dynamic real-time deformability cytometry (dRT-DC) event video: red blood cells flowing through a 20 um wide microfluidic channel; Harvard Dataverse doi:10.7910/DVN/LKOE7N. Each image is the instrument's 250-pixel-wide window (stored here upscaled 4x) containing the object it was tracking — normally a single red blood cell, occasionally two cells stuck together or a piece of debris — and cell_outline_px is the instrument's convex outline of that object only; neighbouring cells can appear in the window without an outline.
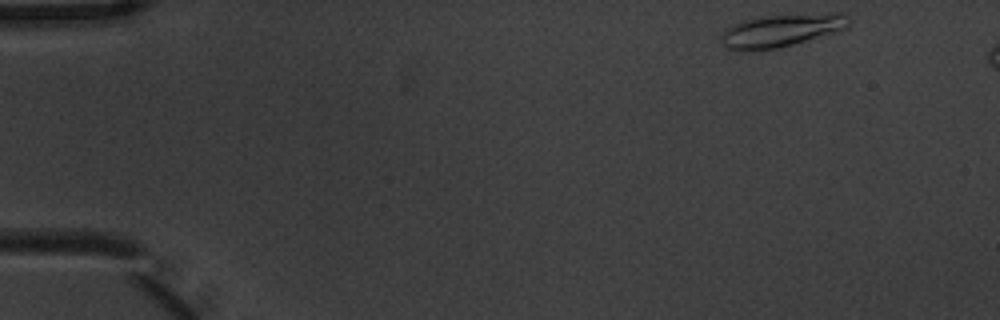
{"species": "common noctule bat (a hibernating species)", "species_latin": "Nyctalus noctula", "temperature_condition": "warm", "stored_images_in_passage": 3, "camera_frame_rate_fps": 3000, "um_per_image_px": 0.085, "animal": {"sex": "male", "body_mass_g": 20.1, "forearm_length_mm": 53.5}, "frame": {"image": 1, "passage_image": 1, "time_ms": 0.0, "image_size_px": [1000, 320], "cell_outline_px": [[852, 20], [848, 28], [836, 32], [792, 44], [776, 48], [740, 52], [728, 48], [720, 40], [720, 36], [732, 24], [744, 20], [764, 16], [836, 12], [844, 12]], "centroid_in_image_um": [66.47, 2.57], "position_along_channel_um": 18.5, "area_um2": 24.57}}